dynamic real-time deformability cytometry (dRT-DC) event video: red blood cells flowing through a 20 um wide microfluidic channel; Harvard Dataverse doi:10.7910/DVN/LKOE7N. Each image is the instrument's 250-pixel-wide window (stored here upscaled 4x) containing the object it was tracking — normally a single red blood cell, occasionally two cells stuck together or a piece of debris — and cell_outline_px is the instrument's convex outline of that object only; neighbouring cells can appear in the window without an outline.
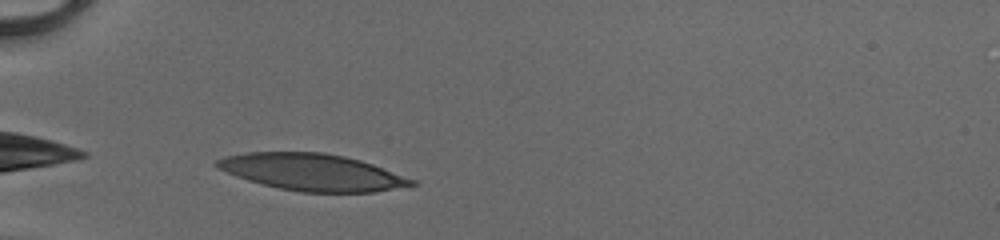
{"species": "human", "species_latin": "Homo sapiens", "temperature_condition": "cold", "stored_images_in_passage": 27, "camera_frame_rate_fps": 3000, "um_per_image_px": 0.085, "donor": {"sex": "male"}, "frame": {"image": 1, "passage_image": 1, "time_ms": 0.0, "image_size_px": [1000, 240], "cell_outline_px": [[420, 184], [372, 192], [300, 192], [280, 188], [248, 180], [236, 176], [216, 168], [212, 164], [216, 160], [224, 156], [248, 152], [324, 152], [344, 156], [360, 160], [372, 164], [416, 180]], "centroid_in_image_um": [26.51, 14.63], "position_along_channel_um": 58.5, "area_um2": 41.67}}
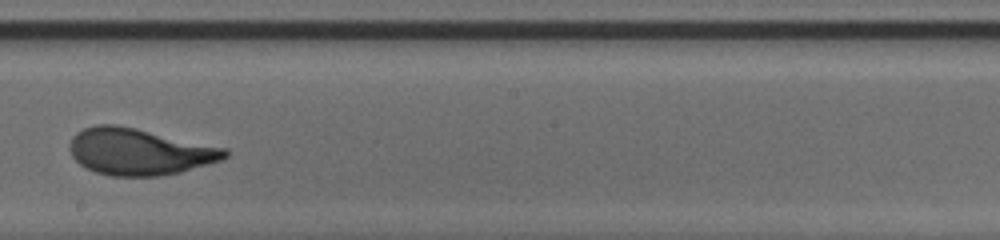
{"frame": {"image": 2, "passage_image": 15, "time_ms": 4.667, "image_size_px": [1000, 240], "cell_outline_px": [[228, 156], [220, 160], [208, 164], [180, 172], [160, 176], [112, 176], [96, 172], [80, 164], [72, 156], [72, 136], [76, 132], [84, 128], [96, 124], [116, 124], [136, 128], [228, 148]], "centroid_in_image_um": [11.87, 12.88], "position_along_channel_um": 236.3, "area_um2": 41.96}}
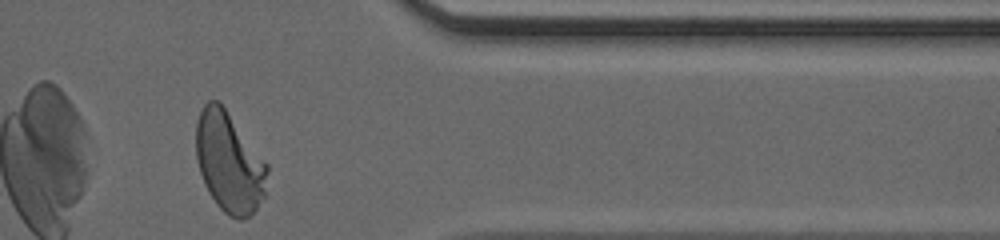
{"frame": {"image": 3, "passage_image": 27, "time_ms": 8.667, "image_size_px": [1000, 240], "cell_outline_px": [[268, 172], [264, 196], [256, 208], [244, 220], [236, 220], [228, 216], [216, 204], [208, 192], [204, 184], [196, 160], [196, 120], [204, 104], [208, 100], [220, 100], [268, 164]], "centroid_in_image_um": [19.47, 13.78], "position_along_channel_um": 391.9, "area_um2": 42.02}, "authors_computed_cell_mechanics": {"area_um2": 41.7316, "velocity_mm_per_s": 4.1416, "shape_relaxation_time_tau1_ms": 3.7657, "shape_relaxation_time_tau2_ms": 0.6545, "deformation_change_tau1": 0.2142, "deformation_change_tau2": 0.08}}